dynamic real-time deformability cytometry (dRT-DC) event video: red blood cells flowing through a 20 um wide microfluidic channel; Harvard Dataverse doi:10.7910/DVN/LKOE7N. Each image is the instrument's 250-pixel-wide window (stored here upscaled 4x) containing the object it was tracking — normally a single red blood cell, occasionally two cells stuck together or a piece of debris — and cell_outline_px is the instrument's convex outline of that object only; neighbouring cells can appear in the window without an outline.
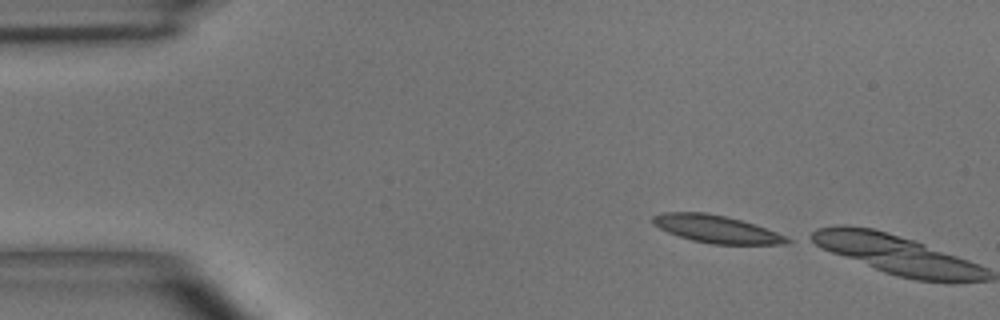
{"species": "common noctule bat (a hibernating species)", "species_latin": "Nyctalus noctula", "temperature_condition": "room temperature", "stored_images_in_passage": 2, "camera_frame_rate_fps": 3000, "um_per_image_px": 0.085, "animal": {"sex": "male", "body_mass_g": 15.6}, "frame": {"image": 1, "passage_image": 1, "time_ms": 0.0, "image_size_px": [1000, 320], "cell_outline_px": [[792, 244], [712, 244], [692, 240], [668, 232], [652, 224], [652, 216], [664, 212], [704, 212], [724, 216], [740, 220], [776, 232], [792, 240]], "centroid_in_image_um": [60.87, 19.47], "position_along_channel_um": 24.1, "area_um2": 21.27}}